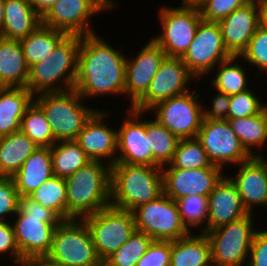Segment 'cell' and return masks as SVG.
Wrapping results in <instances>:
<instances>
[{
  "label": "cell",
  "mask_w": 267,
  "mask_h": 266,
  "mask_svg": "<svg viewBox=\"0 0 267 266\" xmlns=\"http://www.w3.org/2000/svg\"><path fill=\"white\" fill-rule=\"evenodd\" d=\"M100 37L93 33L81 38L74 89L84 100L125 95L126 56Z\"/></svg>",
  "instance_id": "1"
},
{
  "label": "cell",
  "mask_w": 267,
  "mask_h": 266,
  "mask_svg": "<svg viewBox=\"0 0 267 266\" xmlns=\"http://www.w3.org/2000/svg\"><path fill=\"white\" fill-rule=\"evenodd\" d=\"M67 220L82 219L111 205V167L90 161L65 178Z\"/></svg>",
  "instance_id": "2"
},
{
  "label": "cell",
  "mask_w": 267,
  "mask_h": 266,
  "mask_svg": "<svg viewBox=\"0 0 267 266\" xmlns=\"http://www.w3.org/2000/svg\"><path fill=\"white\" fill-rule=\"evenodd\" d=\"M164 194L162 167L138 164L111 166V205L132 212Z\"/></svg>",
  "instance_id": "3"
},
{
  "label": "cell",
  "mask_w": 267,
  "mask_h": 266,
  "mask_svg": "<svg viewBox=\"0 0 267 266\" xmlns=\"http://www.w3.org/2000/svg\"><path fill=\"white\" fill-rule=\"evenodd\" d=\"M81 38V35H67L49 57L29 67L26 88L34 96L74 88Z\"/></svg>",
  "instance_id": "4"
},
{
  "label": "cell",
  "mask_w": 267,
  "mask_h": 266,
  "mask_svg": "<svg viewBox=\"0 0 267 266\" xmlns=\"http://www.w3.org/2000/svg\"><path fill=\"white\" fill-rule=\"evenodd\" d=\"M12 218L21 258L50 253L54 230L63 221L53 210L23 196L19 198V208Z\"/></svg>",
  "instance_id": "5"
},
{
  "label": "cell",
  "mask_w": 267,
  "mask_h": 266,
  "mask_svg": "<svg viewBox=\"0 0 267 266\" xmlns=\"http://www.w3.org/2000/svg\"><path fill=\"white\" fill-rule=\"evenodd\" d=\"M84 101L74 88L34 96V102L45 113L56 141L75 140L97 111L96 107L91 108Z\"/></svg>",
  "instance_id": "6"
},
{
  "label": "cell",
  "mask_w": 267,
  "mask_h": 266,
  "mask_svg": "<svg viewBox=\"0 0 267 266\" xmlns=\"http://www.w3.org/2000/svg\"><path fill=\"white\" fill-rule=\"evenodd\" d=\"M254 218V214L249 213L243 218L205 232L211 245L212 265H247L253 236L257 230Z\"/></svg>",
  "instance_id": "7"
},
{
  "label": "cell",
  "mask_w": 267,
  "mask_h": 266,
  "mask_svg": "<svg viewBox=\"0 0 267 266\" xmlns=\"http://www.w3.org/2000/svg\"><path fill=\"white\" fill-rule=\"evenodd\" d=\"M48 256L59 266H103L83 219L63 220L55 228Z\"/></svg>",
  "instance_id": "8"
},
{
  "label": "cell",
  "mask_w": 267,
  "mask_h": 266,
  "mask_svg": "<svg viewBox=\"0 0 267 266\" xmlns=\"http://www.w3.org/2000/svg\"><path fill=\"white\" fill-rule=\"evenodd\" d=\"M82 219L103 263L127 242L136 230L133 213L112 205Z\"/></svg>",
  "instance_id": "9"
},
{
  "label": "cell",
  "mask_w": 267,
  "mask_h": 266,
  "mask_svg": "<svg viewBox=\"0 0 267 266\" xmlns=\"http://www.w3.org/2000/svg\"><path fill=\"white\" fill-rule=\"evenodd\" d=\"M158 20L161 32L152 39L168 57H182L195 37L202 20L197 6L181 5L173 8L163 6L159 9Z\"/></svg>",
  "instance_id": "10"
},
{
  "label": "cell",
  "mask_w": 267,
  "mask_h": 266,
  "mask_svg": "<svg viewBox=\"0 0 267 266\" xmlns=\"http://www.w3.org/2000/svg\"><path fill=\"white\" fill-rule=\"evenodd\" d=\"M132 213L136 230L153 240L173 241L191 233L181 220L176 201L165 194L140 205Z\"/></svg>",
  "instance_id": "11"
},
{
  "label": "cell",
  "mask_w": 267,
  "mask_h": 266,
  "mask_svg": "<svg viewBox=\"0 0 267 266\" xmlns=\"http://www.w3.org/2000/svg\"><path fill=\"white\" fill-rule=\"evenodd\" d=\"M117 6L115 0H57L42 17V24L68 35L86 36L97 33L90 26L92 16Z\"/></svg>",
  "instance_id": "12"
},
{
  "label": "cell",
  "mask_w": 267,
  "mask_h": 266,
  "mask_svg": "<svg viewBox=\"0 0 267 266\" xmlns=\"http://www.w3.org/2000/svg\"><path fill=\"white\" fill-rule=\"evenodd\" d=\"M189 91L183 95L171 97L152 107L148 113H154L161 125L169 129L179 139L196 138L203 120L200 93Z\"/></svg>",
  "instance_id": "13"
},
{
  "label": "cell",
  "mask_w": 267,
  "mask_h": 266,
  "mask_svg": "<svg viewBox=\"0 0 267 266\" xmlns=\"http://www.w3.org/2000/svg\"><path fill=\"white\" fill-rule=\"evenodd\" d=\"M231 57L224 46L219 23L202 19L192 43L181 59L188 71L199 80Z\"/></svg>",
  "instance_id": "14"
},
{
  "label": "cell",
  "mask_w": 267,
  "mask_h": 266,
  "mask_svg": "<svg viewBox=\"0 0 267 266\" xmlns=\"http://www.w3.org/2000/svg\"><path fill=\"white\" fill-rule=\"evenodd\" d=\"M196 78L188 71L180 57L166 56L147 92L131 107L134 110L147 112L156 104L171 97L189 92L187 86Z\"/></svg>",
  "instance_id": "15"
},
{
  "label": "cell",
  "mask_w": 267,
  "mask_h": 266,
  "mask_svg": "<svg viewBox=\"0 0 267 266\" xmlns=\"http://www.w3.org/2000/svg\"><path fill=\"white\" fill-rule=\"evenodd\" d=\"M196 138L201 142L211 163L223 170L225 166L238 165L252 157L241 145L227 120L202 121Z\"/></svg>",
  "instance_id": "16"
},
{
  "label": "cell",
  "mask_w": 267,
  "mask_h": 266,
  "mask_svg": "<svg viewBox=\"0 0 267 266\" xmlns=\"http://www.w3.org/2000/svg\"><path fill=\"white\" fill-rule=\"evenodd\" d=\"M125 120L117 130V159L115 164H138L160 167L152 159V151L146 138V120L141 112L126 109ZM144 117V119L142 118ZM143 119V120H142Z\"/></svg>",
  "instance_id": "17"
},
{
  "label": "cell",
  "mask_w": 267,
  "mask_h": 266,
  "mask_svg": "<svg viewBox=\"0 0 267 266\" xmlns=\"http://www.w3.org/2000/svg\"><path fill=\"white\" fill-rule=\"evenodd\" d=\"M222 171L216 165L200 169L162 168L164 194L175 201L184 196L208 197L225 175Z\"/></svg>",
  "instance_id": "18"
},
{
  "label": "cell",
  "mask_w": 267,
  "mask_h": 266,
  "mask_svg": "<svg viewBox=\"0 0 267 266\" xmlns=\"http://www.w3.org/2000/svg\"><path fill=\"white\" fill-rule=\"evenodd\" d=\"M109 114L99 108L85 123L75 141L91 161H100L111 167L116 163L118 139L117 130L105 120Z\"/></svg>",
  "instance_id": "19"
},
{
  "label": "cell",
  "mask_w": 267,
  "mask_h": 266,
  "mask_svg": "<svg viewBox=\"0 0 267 266\" xmlns=\"http://www.w3.org/2000/svg\"><path fill=\"white\" fill-rule=\"evenodd\" d=\"M160 46L150 39L134 56L126 57L125 96L130 100L131 108L148 90L150 82L166 57Z\"/></svg>",
  "instance_id": "20"
},
{
  "label": "cell",
  "mask_w": 267,
  "mask_h": 266,
  "mask_svg": "<svg viewBox=\"0 0 267 266\" xmlns=\"http://www.w3.org/2000/svg\"><path fill=\"white\" fill-rule=\"evenodd\" d=\"M218 23L225 48L231 56L240 57L259 27L258 3L252 0Z\"/></svg>",
  "instance_id": "21"
},
{
  "label": "cell",
  "mask_w": 267,
  "mask_h": 266,
  "mask_svg": "<svg viewBox=\"0 0 267 266\" xmlns=\"http://www.w3.org/2000/svg\"><path fill=\"white\" fill-rule=\"evenodd\" d=\"M236 167L238 172L229 178L236 185L246 210L254 214L255 206H267V159L253 156Z\"/></svg>",
  "instance_id": "22"
},
{
  "label": "cell",
  "mask_w": 267,
  "mask_h": 266,
  "mask_svg": "<svg viewBox=\"0 0 267 266\" xmlns=\"http://www.w3.org/2000/svg\"><path fill=\"white\" fill-rule=\"evenodd\" d=\"M226 175L221 178L208 196L206 232L249 214L243 205L236 185Z\"/></svg>",
  "instance_id": "23"
},
{
  "label": "cell",
  "mask_w": 267,
  "mask_h": 266,
  "mask_svg": "<svg viewBox=\"0 0 267 266\" xmlns=\"http://www.w3.org/2000/svg\"><path fill=\"white\" fill-rule=\"evenodd\" d=\"M50 147H40L12 177L20 197L28 196L53 176Z\"/></svg>",
  "instance_id": "24"
},
{
  "label": "cell",
  "mask_w": 267,
  "mask_h": 266,
  "mask_svg": "<svg viewBox=\"0 0 267 266\" xmlns=\"http://www.w3.org/2000/svg\"><path fill=\"white\" fill-rule=\"evenodd\" d=\"M4 9L1 37L20 41L42 24V17L28 0H4Z\"/></svg>",
  "instance_id": "25"
},
{
  "label": "cell",
  "mask_w": 267,
  "mask_h": 266,
  "mask_svg": "<svg viewBox=\"0 0 267 266\" xmlns=\"http://www.w3.org/2000/svg\"><path fill=\"white\" fill-rule=\"evenodd\" d=\"M29 66L19 40L0 36V84L2 87H26Z\"/></svg>",
  "instance_id": "26"
},
{
  "label": "cell",
  "mask_w": 267,
  "mask_h": 266,
  "mask_svg": "<svg viewBox=\"0 0 267 266\" xmlns=\"http://www.w3.org/2000/svg\"><path fill=\"white\" fill-rule=\"evenodd\" d=\"M33 101L34 95L26 87L0 89V137L20 130L21 119Z\"/></svg>",
  "instance_id": "27"
},
{
  "label": "cell",
  "mask_w": 267,
  "mask_h": 266,
  "mask_svg": "<svg viewBox=\"0 0 267 266\" xmlns=\"http://www.w3.org/2000/svg\"><path fill=\"white\" fill-rule=\"evenodd\" d=\"M193 233L171 241L170 266H212L208 237L205 233Z\"/></svg>",
  "instance_id": "28"
},
{
  "label": "cell",
  "mask_w": 267,
  "mask_h": 266,
  "mask_svg": "<svg viewBox=\"0 0 267 266\" xmlns=\"http://www.w3.org/2000/svg\"><path fill=\"white\" fill-rule=\"evenodd\" d=\"M37 149L21 130L0 137V176L13 177Z\"/></svg>",
  "instance_id": "29"
},
{
  "label": "cell",
  "mask_w": 267,
  "mask_h": 266,
  "mask_svg": "<svg viewBox=\"0 0 267 266\" xmlns=\"http://www.w3.org/2000/svg\"><path fill=\"white\" fill-rule=\"evenodd\" d=\"M227 121L241 145L252 157L264 156L260 149L267 144V117L263 110L254 116L227 119ZM255 149L258 150L257 153Z\"/></svg>",
  "instance_id": "30"
},
{
  "label": "cell",
  "mask_w": 267,
  "mask_h": 266,
  "mask_svg": "<svg viewBox=\"0 0 267 266\" xmlns=\"http://www.w3.org/2000/svg\"><path fill=\"white\" fill-rule=\"evenodd\" d=\"M68 34L41 24L35 31L20 40L25 60L30 67L49 57Z\"/></svg>",
  "instance_id": "31"
},
{
  "label": "cell",
  "mask_w": 267,
  "mask_h": 266,
  "mask_svg": "<svg viewBox=\"0 0 267 266\" xmlns=\"http://www.w3.org/2000/svg\"><path fill=\"white\" fill-rule=\"evenodd\" d=\"M51 149L53 174L66 178L91 160L75 140L57 141Z\"/></svg>",
  "instance_id": "32"
},
{
  "label": "cell",
  "mask_w": 267,
  "mask_h": 266,
  "mask_svg": "<svg viewBox=\"0 0 267 266\" xmlns=\"http://www.w3.org/2000/svg\"><path fill=\"white\" fill-rule=\"evenodd\" d=\"M238 59L239 57L232 56L216 66L217 72L210 83L214 91L231 96L250 89L246 69L239 64L240 61L237 62Z\"/></svg>",
  "instance_id": "33"
},
{
  "label": "cell",
  "mask_w": 267,
  "mask_h": 266,
  "mask_svg": "<svg viewBox=\"0 0 267 266\" xmlns=\"http://www.w3.org/2000/svg\"><path fill=\"white\" fill-rule=\"evenodd\" d=\"M146 138L152 151V159L160 167L168 165L180 139L155 119H146Z\"/></svg>",
  "instance_id": "34"
},
{
  "label": "cell",
  "mask_w": 267,
  "mask_h": 266,
  "mask_svg": "<svg viewBox=\"0 0 267 266\" xmlns=\"http://www.w3.org/2000/svg\"><path fill=\"white\" fill-rule=\"evenodd\" d=\"M29 198L53 210L62 220H67V190L65 178L51 176Z\"/></svg>",
  "instance_id": "35"
},
{
  "label": "cell",
  "mask_w": 267,
  "mask_h": 266,
  "mask_svg": "<svg viewBox=\"0 0 267 266\" xmlns=\"http://www.w3.org/2000/svg\"><path fill=\"white\" fill-rule=\"evenodd\" d=\"M20 130L32 140L38 148L52 147L55 140L43 110L33 101L26 109L20 123Z\"/></svg>",
  "instance_id": "36"
},
{
  "label": "cell",
  "mask_w": 267,
  "mask_h": 266,
  "mask_svg": "<svg viewBox=\"0 0 267 266\" xmlns=\"http://www.w3.org/2000/svg\"><path fill=\"white\" fill-rule=\"evenodd\" d=\"M212 165L201 142L197 138H188L179 140L172 161L162 168L200 169Z\"/></svg>",
  "instance_id": "37"
},
{
  "label": "cell",
  "mask_w": 267,
  "mask_h": 266,
  "mask_svg": "<svg viewBox=\"0 0 267 266\" xmlns=\"http://www.w3.org/2000/svg\"><path fill=\"white\" fill-rule=\"evenodd\" d=\"M152 241L153 239L144 232L135 230L127 242L103 263V266H136Z\"/></svg>",
  "instance_id": "38"
},
{
  "label": "cell",
  "mask_w": 267,
  "mask_h": 266,
  "mask_svg": "<svg viewBox=\"0 0 267 266\" xmlns=\"http://www.w3.org/2000/svg\"><path fill=\"white\" fill-rule=\"evenodd\" d=\"M176 203L181 220L186 228L192 232L194 228L202 226L200 232L205 233L209 207L208 197L200 195L184 196L177 199Z\"/></svg>",
  "instance_id": "39"
},
{
  "label": "cell",
  "mask_w": 267,
  "mask_h": 266,
  "mask_svg": "<svg viewBox=\"0 0 267 266\" xmlns=\"http://www.w3.org/2000/svg\"><path fill=\"white\" fill-rule=\"evenodd\" d=\"M239 59H243L244 62H248L250 66H255L259 68V74L267 73V31L258 27L256 33L253 35L249 41L248 47L241 54ZM265 72V73H264Z\"/></svg>",
  "instance_id": "40"
},
{
  "label": "cell",
  "mask_w": 267,
  "mask_h": 266,
  "mask_svg": "<svg viewBox=\"0 0 267 266\" xmlns=\"http://www.w3.org/2000/svg\"><path fill=\"white\" fill-rule=\"evenodd\" d=\"M252 90L250 88L230 96L228 119L254 116L263 110L264 103Z\"/></svg>",
  "instance_id": "41"
},
{
  "label": "cell",
  "mask_w": 267,
  "mask_h": 266,
  "mask_svg": "<svg viewBox=\"0 0 267 266\" xmlns=\"http://www.w3.org/2000/svg\"><path fill=\"white\" fill-rule=\"evenodd\" d=\"M251 1L252 0H205L198 7L203 20L219 22L236 9L247 5Z\"/></svg>",
  "instance_id": "42"
},
{
  "label": "cell",
  "mask_w": 267,
  "mask_h": 266,
  "mask_svg": "<svg viewBox=\"0 0 267 266\" xmlns=\"http://www.w3.org/2000/svg\"><path fill=\"white\" fill-rule=\"evenodd\" d=\"M19 198L20 196L12 177L0 176V222L12 220H8L6 217L17 213Z\"/></svg>",
  "instance_id": "43"
},
{
  "label": "cell",
  "mask_w": 267,
  "mask_h": 266,
  "mask_svg": "<svg viewBox=\"0 0 267 266\" xmlns=\"http://www.w3.org/2000/svg\"><path fill=\"white\" fill-rule=\"evenodd\" d=\"M171 241L153 240L136 266H170Z\"/></svg>",
  "instance_id": "44"
},
{
  "label": "cell",
  "mask_w": 267,
  "mask_h": 266,
  "mask_svg": "<svg viewBox=\"0 0 267 266\" xmlns=\"http://www.w3.org/2000/svg\"><path fill=\"white\" fill-rule=\"evenodd\" d=\"M246 266H267V229L255 231Z\"/></svg>",
  "instance_id": "45"
},
{
  "label": "cell",
  "mask_w": 267,
  "mask_h": 266,
  "mask_svg": "<svg viewBox=\"0 0 267 266\" xmlns=\"http://www.w3.org/2000/svg\"><path fill=\"white\" fill-rule=\"evenodd\" d=\"M230 106V96L218 92L212 98V106L204 108L203 105V120L202 121H224L228 119V110Z\"/></svg>",
  "instance_id": "46"
},
{
  "label": "cell",
  "mask_w": 267,
  "mask_h": 266,
  "mask_svg": "<svg viewBox=\"0 0 267 266\" xmlns=\"http://www.w3.org/2000/svg\"><path fill=\"white\" fill-rule=\"evenodd\" d=\"M3 254H9L15 264L21 258L11 221L0 222V258Z\"/></svg>",
  "instance_id": "47"
},
{
  "label": "cell",
  "mask_w": 267,
  "mask_h": 266,
  "mask_svg": "<svg viewBox=\"0 0 267 266\" xmlns=\"http://www.w3.org/2000/svg\"><path fill=\"white\" fill-rule=\"evenodd\" d=\"M16 265L17 266H59L48 255L22 257L19 259Z\"/></svg>",
  "instance_id": "48"
},
{
  "label": "cell",
  "mask_w": 267,
  "mask_h": 266,
  "mask_svg": "<svg viewBox=\"0 0 267 266\" xmlns=\"http://www.w3.org/2000/svg\"><path fill=\"white\" fill-rule=\"evenodd\" d=\"M30 6L43 17L57 0H28Z\"/></svg>",
  "instance_id": "49"
},
{
  "label": "cell",
  "mask_w": 267,
  "mask_h": 266,
  "mask_svg": "<svg viewBox=\"0 0 267 266\" xmlns=\"http://www.w3.org/2000/svg\"><path fill=\"white\" fill-rule=\"evenodd\" d=\"M259 7V27L267 31V1L258 3Z\"/></svg>",
  "instance_id": "50"
},
{
  "label": "cell",
  "mask_w": 267,
  "mask_h": 266,
  "mask_svg": "<svg viewBox=\"0 0 267 266\" xmlns=\"http://www.w3.org/2000/svg\"><path fill=\"white\" fill-rule=\"evenodd\" d=\"M4 14H5L4 0H0V36L3 28Z\"/></svg>",
  "instance_id": "51"
},
{
  "label": "cell",
  "mask_w": 267,
  "mask_h": 266,
  "mask_svg": "<svg viewBox=\"0 0 267 266\" xmlns=\"http://www.w3.org/2000/svg\"><path fill=\"white\" fill-rule=\"evenodd\" d=\"M205 0H182V5H187V6H199L202 4Z\"/></svg>",
  "instance_id": "52"
},
{
  "label": "cell",
  "mask_w": 267,
  "mask_h": 266,
  "mask_svg": "<svg viewBox=\"0 0 267 266\" xmlns=\"http://www.w3.org/2000/svg\"><path fill=\"white\" fill-rule=\"evenodd\" d=\"M263 111L265 112L266 117H267V104L266 103L263 104Z\"/></svg>",
  "instance_id": "53"
},
{
  "label": "cell",
  "mask_w": 267,
  "mask_h": 266,
  "mask_svg": "<svg viewBox=\"0 0 267 266\" xmlns=\"http://www.w3.org/2000/svg\"><path fill=\"white\" fill-rule=\"evenodd\" d=\"M253 1H255L257 3H261V2H264V1H267V0H253Z\"/></svg>",
  "instance_id": "54"
}]
</instances>
